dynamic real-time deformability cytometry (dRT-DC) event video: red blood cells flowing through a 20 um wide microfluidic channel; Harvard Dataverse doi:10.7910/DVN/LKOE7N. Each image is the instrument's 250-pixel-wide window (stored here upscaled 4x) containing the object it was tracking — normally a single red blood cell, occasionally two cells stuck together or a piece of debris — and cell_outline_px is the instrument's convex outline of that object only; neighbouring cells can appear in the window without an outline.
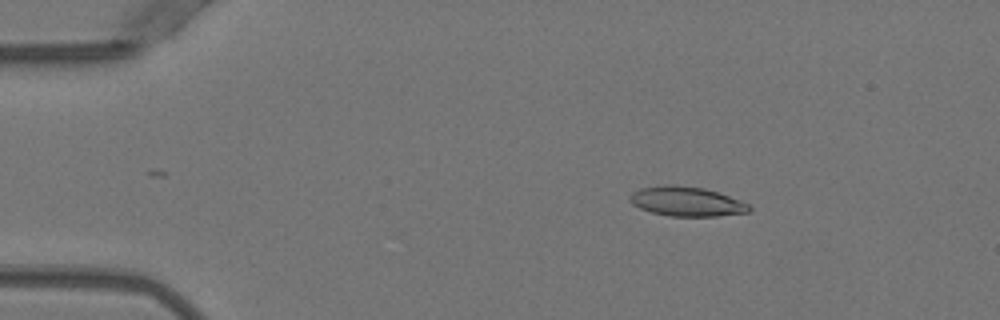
{"species": "Egyptian fruit bat (a non-hibernating species)", "species_latin": "Rousettus aegyptiacus", "temperature_condition": "warm", "stored_images_in_passage": 51, "camera_frame_rate_fps": 3000, "um_per_image_px": 0.085, "animal": {"sex": "female"}, "frame": {"image": 1, "passage_image": 8, "time_ms": 2.333, "image_size_px": [1000, 320], "cell_outline_px": [[752, 208], [748, 212], [716, 216], [668, 216], [652, 212], [640, 208], [632, 204], [628, 200], [632, 192], [640, 188], [668, 184], [676, 184], [704, 188], [752, 204]], "centroid_in_image_um": [58.35, 17.12], "position_along_channel_um": 26.6, "area_um2": 20.63}}
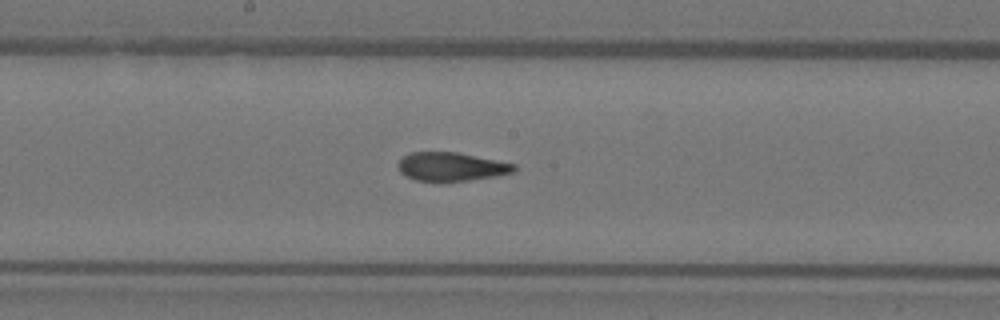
{"frame": {"image": 2, "passage_image": 27, "time_ms": 8.667, "image_size_px": [1000, 320], "cell_outline_px": [[516, 172], [496, 176], [468, 180], [416, 180], [400, 172], [396, 164], [404, 156], [412, 152], [456, 152], [516, 164]], "centroid_in_image_um": [38.38, 14.15], "position_along_channel_um": 209.8, "area_um2": 19.02}}
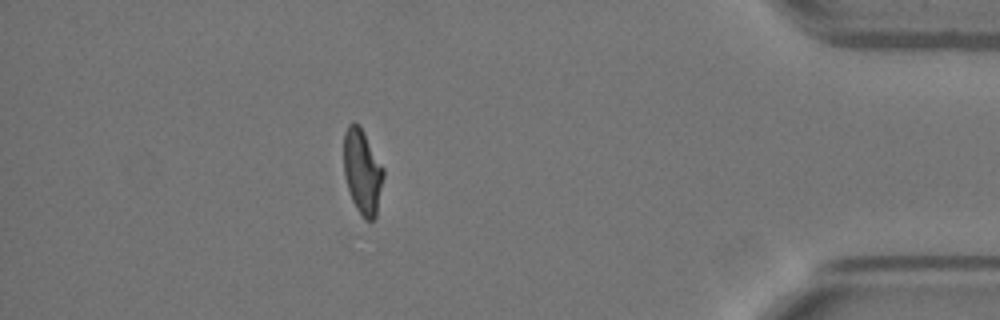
{"frame": {"image": 3, "passage_image": 45, "time_ms": 14.667, "image_size_px": [1000, 320], "cell_outline_px": [[384, 176], [376, 216], [372, 220], [364, 220], [356, 208], [352, 200], [344, 176], [344, 132], [348, 124], [360, 124], [384, 168]], "centroid_in_image_um": [30.81, 14.59], "position_along_channel_um": 404.4, "area_um2": 19.71}, "authors_computed_cell_mechanics": {"area_um2": 20.23, "velocity_mm_per_s": 3.9771, "shape_relaxation_time_tau1_ms": null, "shape_relaxation_time_tau2_ms": 2.0935, "deformation_change_tau1": null, "deformation_change_tau2": 0.1056}}